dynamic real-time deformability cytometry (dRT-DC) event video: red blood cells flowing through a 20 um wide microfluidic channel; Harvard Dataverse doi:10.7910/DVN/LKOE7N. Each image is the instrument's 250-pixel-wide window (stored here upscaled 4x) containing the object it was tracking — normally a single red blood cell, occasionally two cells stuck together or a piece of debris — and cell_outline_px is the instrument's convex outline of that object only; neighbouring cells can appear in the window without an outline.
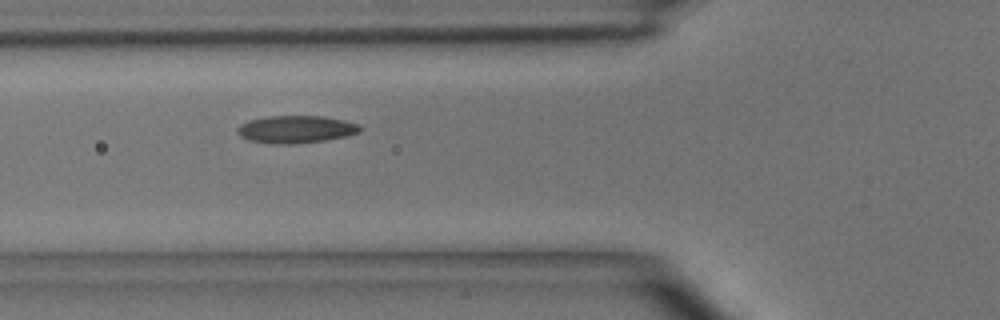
{"species": "common noctule bat (a hibernating species)", "species_latin": "Nyctalus noctula", "temperature_condition": "room temperature", "stored_images_in_passage": 9, "camera_frame_rate_fps": 3000, "um_per_image_px": 0.085, "animal": {"sex": "male", "body_mass_g": 15.6}, "frame": {"image": 1, "passage_image": 6, "time_ms": 6.667, "image_size_px": [1000, 320], "cell_outline_px": [[364, 128], [360, 132], [348, 136], [324, 140], [292, 144], [272, 144], [248, 140], [240, 136], [236, 132], [236, 128], [240, 124], [248, 120], [268, 116], [324, 116], [344, 120], [360, 124]], "centroid_in_image_um": [25.16, 10.99], "position_along_channel_um": 100.6, "area_um2": 19.94}}